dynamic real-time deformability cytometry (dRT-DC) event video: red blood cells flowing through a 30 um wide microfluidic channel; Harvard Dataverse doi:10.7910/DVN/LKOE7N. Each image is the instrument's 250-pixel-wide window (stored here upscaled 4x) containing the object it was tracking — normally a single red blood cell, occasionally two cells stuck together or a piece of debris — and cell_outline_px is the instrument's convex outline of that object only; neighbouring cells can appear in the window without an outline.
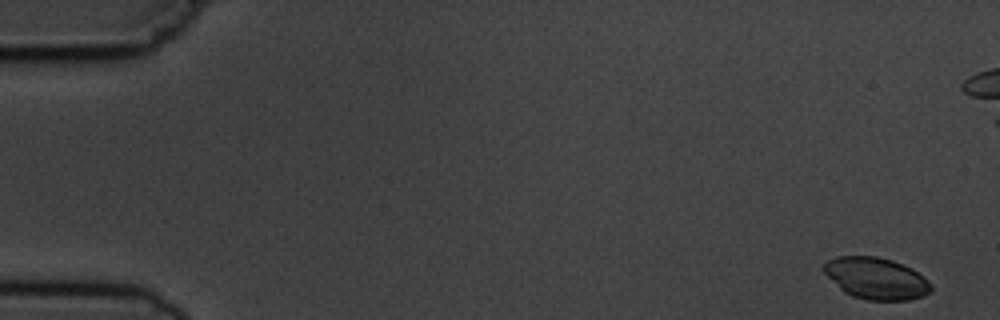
{"species": "common noctule bat (a hibernating species)", "species_latin": "Nyctalus noctula", "temperature_condition": "cold", "stored_images_in_passage": 7, "camera_frame_rate_fps": 3000, "um_per_image_px": 0.085, "animal": {"sex": "male", "body_mass_g": 19.5, "forearm_length_mm": 54.6}, "frame": {"image": 1, "passage_image": 1, "time_ms": 0.0, "image_size_px": [1000, 320], "cell_outline_px": [[932, 292], [924, 296], [908, 300], [868, 300], [852, 296], [844, 292], [824, 272], [824, 264], [828, 260], [836, 256], [876, 256], [892, 260], [912, 268], [924, 276], [928, 280], [932, 288]], "centroid_in_image_um": [74.5, 23.66], "position_along_channel_um": 10.5, "area_um2": 26.07}}